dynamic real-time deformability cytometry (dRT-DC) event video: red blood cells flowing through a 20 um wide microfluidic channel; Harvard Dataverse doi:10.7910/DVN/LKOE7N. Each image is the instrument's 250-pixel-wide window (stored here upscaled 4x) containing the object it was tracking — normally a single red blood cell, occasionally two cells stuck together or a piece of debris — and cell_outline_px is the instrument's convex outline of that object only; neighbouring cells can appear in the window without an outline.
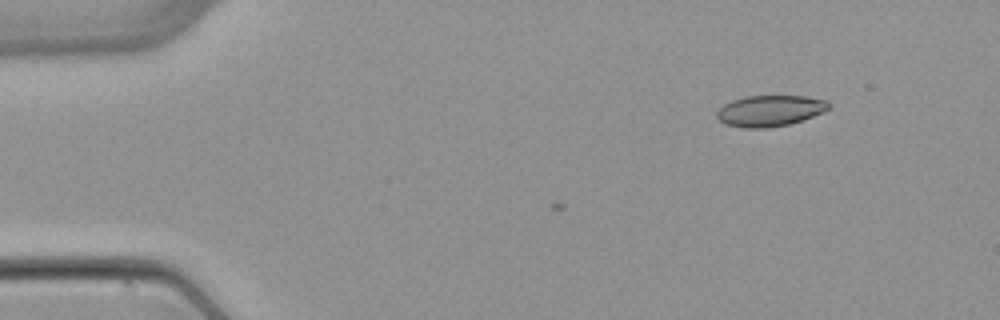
{"species": "common noctule bat (a hibernating species)", "species_latin": "Nyctalus noctula", "temperature_condition": "warm", "stored_images_in_passage": 2, "camera_frame_rate_fps": 3000, "um_per_image_px": 0.085, "animal": {"sex": "female", "body_mass_g": 22.7, "forearm_length_mm": 54.2}, "frame": {"image": 1, "passage_image": 2, "time_ms": 1.0, "image_size_px": [1000, 320], "cell_outline_px": [[828, 108], [824, 112], [788, 124], [768, 128], [744, 128], [724, 124], [716, 116], [716, 112], [724, 104], [732, 100], [744, 96], [804, 96], [828, 100]], "centroid_in_image_um": [65.41, 9.41], "position_along_channel_um": 19.6, "area_um2": 20.17}}